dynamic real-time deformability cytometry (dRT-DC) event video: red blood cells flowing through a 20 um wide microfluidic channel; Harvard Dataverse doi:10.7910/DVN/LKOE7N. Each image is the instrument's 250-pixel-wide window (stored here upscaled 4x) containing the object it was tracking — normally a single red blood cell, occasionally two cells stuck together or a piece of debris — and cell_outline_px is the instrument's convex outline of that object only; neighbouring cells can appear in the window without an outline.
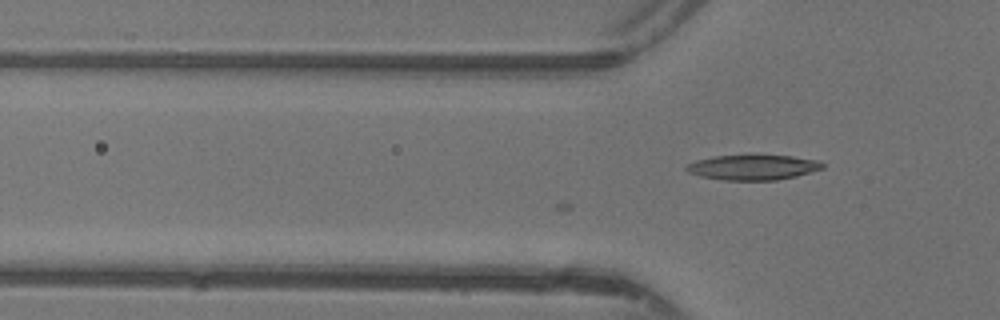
{"species": "common noctule bat (a hibernating species)", "species_latin": "Nyctalus noctula", "temperature_condition": "warm", "stored_images_in_passage": 16, "camera_frame_rate_fps": 3000, "um_per_image_px": 0.085, "animal": {"sex": "female"}, "frame": {"image": 1, "passage_image": 16, "time_ms": 5.0, "image_size_px": [1000, 320], "cell_outline_px": [[824, 168], [796, 176], [776, 180], [724, 180], [700, 176], [688, 172], [684, 168], [688, 164], [696, 160], [712, 156], [792, 156], [820, 160], [824, 164]], "centroid_in_image_um": [64.01, 14.23], "position_along_channel_um": 61.8, "area_um2": 19.77}}